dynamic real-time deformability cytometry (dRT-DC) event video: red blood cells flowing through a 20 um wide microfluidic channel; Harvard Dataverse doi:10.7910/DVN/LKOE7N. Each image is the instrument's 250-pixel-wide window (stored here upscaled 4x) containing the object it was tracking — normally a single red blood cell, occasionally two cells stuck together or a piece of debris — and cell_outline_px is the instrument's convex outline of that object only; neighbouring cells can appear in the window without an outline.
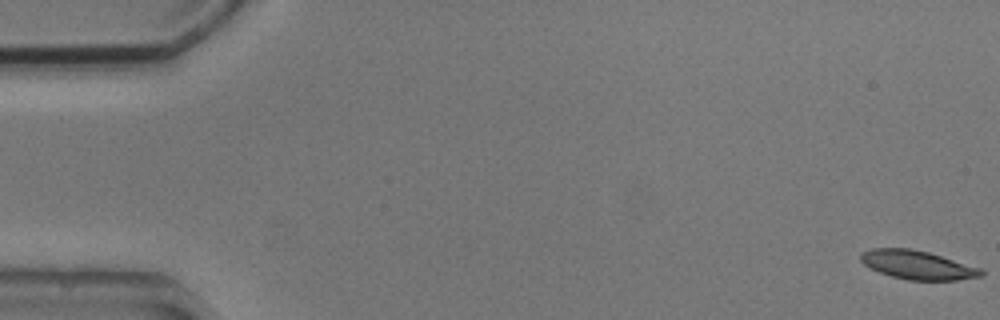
{"species": "common noctule bat (a hibernating species)", "species_latin": "Nyctalus noctula", "temperature_condition": "cold", "stored_images_in_passage": 6, "camera_frame_rate_fps": 3000, "um_per_image_px": 0.085, "animal": {"sex": "male", "body_mass_g": 20.5, "forearm_length_mm": 52.5}, "frame": {"image": 1, "passage_image": 1, "time_ms": 0.0, "image_size_px": [1000, 320], "cell_outline_px": [[984, 276], [956, 280], [908, 280], [892, 276], [868, 268], [860, 260], [860, 252], [872, 248], [912, 248], [928, 252], [984, 268]], "centroid_in_image_um": [78.01, 22.51], "position_along_channel_um": 7.0, "area_um2": 20.46}}